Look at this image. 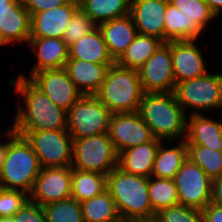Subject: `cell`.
Returning <instances> with one entry per match:
<instances>
[{"instance_id": "cell-1", "label": "cell", "mask_w": 222, "mask_h": 222, "mask_svg": "<svg viewBox=\"0 0 222 222\" xmlns=\"http://www.w3.org/2000/svg\"><path fill=\"white\" fill-rule=\"evenodd\" d=\"M14 93L22 98L17 104L14 131L64 130L67 125V111L58 107L28 78L18 76L11 79ZM23 104V105H22Z\"/></svg>"}, {"instance_id": "cell-2", "label": "cell", "mask_w": 222, "mask_h": 222, "mask_svg": "<svg viewBox=\"0 0 222 222\" xmlns=\"http://www.w3.org/2000/svg\"><path fill=\"white\" fill-rule=\"evenodd\" d=\"M106 189L114 199L122 221L143 222L155 219L149 200L148 177L128 174L116 167L106 176Z\"/></svg>"}, {"instance_id": "cell-3", "label": "cell", "mask_w": 222, "mask_h": 222, "mask_svg": "<svg viewBox=\"0 0 222 222\" xmlns=\"http://www.w3.org/2000/svg\"><path fill=\"white\" fill-rule=\"evenodd\" d=\"M139 113L154 138L165 142L185 139L188 113L178 103L174 92L144 93Z\"/></svg>"}, {"instance_id": "cell-4", "label": "cell", "mask_w": 222, "mask_h": 222, "mask_svg": "<svg viewBox=\"0 0 222 222\" xmlns=\"http://www.w3.org/2000/svg\"><path fill=\"white\" fill-rule=\"evenodd\" d=\"M138 70L112 64L95 96L114 114L139 112L143 97Z\"/></svg>"}, {"instance_id": "cell-5", "label": "cell", "mask_w": 222, "mask_h": 222, "mask_svg": "<svg viewBox=\"0 0 222 222\" xmlns=\"http://www.w3.org/2000/svg\"><path fill=\"white\" fill-rule=\"evenodd\" d=\"M41 165L26 139L17 135L10 143L0 170V187L30 195Z\"/></svg>"}, {"instance_id": "cell-6", "label": "cell", "mask_w": 222, "mask_h": 222, "mask_svg": "<svg viewBox=\"0 0 222 222\" xmlns=\"http://www.w3.org/2000/svg\"><path fill=\"white\" fill-rule=\"evenodd\" d=\"M174 94L184 111L191 115L204 114L207 110H222V74H205L202 77L176 84ZM203 111V112H202Z\"/></svg>"}, {"instance_id": "cell-7", "label": "cell", "mask_w": 222, "mask_h": 222, "mask_svg": "<svg viewBox=\"0 0 222 222\" xmlns=\"http://www.w3.org/2000/svg\"><path fill=\"white\" fill-rule=\"evenodd\" d=\"M112 114L95 95H82L67 111L66 129L72 139L101 135L108 132Z\"/></svg>"}, {"instance_id": "cell-8", "label": "cell", "mask_w": 222, "mask_h": 222, "mask_svg": "<svg viewBox=\"0 0 222 222\" xmlns=\"http://www.w3.org/2000/svg\"><path fill=\"white\" fill-rule=\"evenodd\" d=\"M118 165L116 152L108 132L73 139L72 163L73 169L97 172L106 175Z\"/></svg>"}, {"instance_id": "cell-9", "label": "cell", "mask_w": 222, "mask_h": 222, "mask_svg": "<svg viewBox=\"0 0 222 222\" xmlns=\"http://www.w3.org/2000/svg\"><path fill=\"white\" fill-rule=\"evenodd\" d=\"M15 132L31 145L41 168L71 166L73 139L67 129Z\"/></svg>"}, {"instance_id": "cell-10", "label": "cell", "mask_w": 222, "mask_h": 222, "mask_svg": "<svg viewBox=\"0 0 222 222\" xmlns=\"http://www.w3.org/2000/svg\"><path fill=\"white\" fill-rule=\"evenodd\" d=\"M180 205L203 210L211 202L212 180L188 158L174 177Z\"/></svg>"}, {"instance_id": "cell-11", "label": "cell", "mask_w": 222, "mask_h": 222, "mask_svg": "<svg viewBox=\"0 0 222 222\" xmlns=\"http://www.w3.org/2000/svg\"><path fill=\"white\" fill-rule=\"evenodd\" d=\"M144 93H172L175 80L171 58V41L163 42L138 69Z\"/></svg>"}, {"instance_id": "cell-12", "label": "cell", "mask_w": 222, "mask_h": 222, "mask_svg": "<svg viewBox=\"0 0 222 222\" xmlns=\"http://www.w3.org/2000/svg\"><path fill=\"white\" fill-rule=\"evenodd\" d=\"M108 134L118 154L154 139L139 112L112 114Z\"/></svg>"}, {"instance_id": "cell-13", "label": "cell", "mask_w": 222, "mask_h": 222, "mask_svg": "<svg viewBox=\"0 0 222 222\" xmlns=\"http://www.w3.org/2000/svg\"><path fill=\"white\" fill-rule=\"evenodd\" d=\"M72 167L42 168L35 179L29 200L44 206L71 198Z\"/></svg>"}, {"instance_id": "cell-14", "label": "cell", "mask_w": 222, "mask_h": 222, "mask_svg": "<svg viewBox=\"0 0 222 222\" xmlns=\"http://www.w3.org/2000/svg\"><path fill=\"white\" fill-rule=\"evenodd\" d=\"M29 80L66 111L82 97L65 68L42 70L34 73Z\"/></svg>"}, {"instance_id": "cell-15", "label": "cell", "mask_w": 222, "mask_h": 222, "mask_svg": "<svg viewBox=\"0 0 222 222\" xmlns=\"http://www.w3.org/2000/svg\"><path fill=\"white\" fill-rule=\"evenodd\" d=\"M197 40L171 41V58L175 83L207 74L206 64Z\"/></svg>"}, {"instance_id": "cell-16", "label": "cell", "mask_w": 222, "mask_h": 222, "mask_svg": "<svg viewBox=\"0 0 222 222\" xmlns=\"http://www.w3.org/2000/svg\"><path fill=\"white\" fill-rule=\"evenodd\" d=\"M169 0H131L130 16L137 32L164 42V22Z\"/></svg>"}, {"instance_id": "cell-17", "label": "cell", "mask_w": 222, "mask_h": 222, "mask_svg": "<svg viewBox=\"0 0 222 222\" xmlns=\"http://www.w3.org/2000/svg\"><path fill=\"white\" fill-rule=\"evenodd\" d=\"M78 8L77 2L69 0L65 5L33 14L30 37L62 39L64 30Z\"/></svg>"}, {"instance_id": "cell-18", "label": "cell", "mask_w": 222, "mask_h": 222, "mask_svg": "<svg viewBox=\"0 0 222 222\" xmlns=\"http://www.w3.org/2000/svg\"><path fill=\"white\" fill-rule=\"evenodd\" d=\"M28 46L33 49L36 62L28 76L20 73L18 76L30 78L34 73L46 69L64 68L69 59L68 46L61 38L30 37Z\"/></svg>"}, {"instance_id": "cell-19", "label": "cell", "mask_w": 222, "mask_h": 222, "mask_svg": "<svg viewBox=\"0 0 222 222\" xmlns=\"http://www.w3.org/2000/svg\"><path fill=\"white\" fill-rule=\"evenodd\" d=\"M188 115L185 144L222 151V121L212 120L204 114Z\"/></svg>"}, {"instance_id": "cell-20", "label": "cell", "mask_w": 222, "mask_h": 222, "mask_svg": "<svg viewBox=\"0 0 222 222\" xmlns=\"http://www.w3.org/2000/svg\"><path fill=\"white\" fill-rule=\"evenodd\" d=\"M111 65L68 59L64 68L82 95H95L105 80L107 70Z\"/></svg>"}, {"instance_id": "cell-21", "label": "cell", "mask_w": 222, "mask_h": 222, "mask_svg": "<svg viewBox=\"0 0 222 222\" xmlns=\"http://www.w3.org/2000/svg\"><path fill=\"white\" fill-rule=\"evenodd\" d=\"M31 16L21 0H15L6 12L0 27V47L28 41L31 36Z\"/></svg>"}, {"instance_id": "cell-22", "label": "cell", "mask_w": 222, "mask_h": 222, "mask_svg": "<svg viewBox=\"0 0 222 222\" xmlns=\"http://www.w3.org/2000/svg\"><path fill=\"white\" fill-rule=\"evenodd\" d=\"M98 28L102 33L108 52L115 62L138 34L130 15L101 23Z\"/></svg>"}, {"instance_id": "cell-23", "label": "cell", "mask_w": 222, "mask_h": 222, "mask_svg": "<svg viewBox=\"0 0 222 222\" xmlns=\"http://www.w3.org/2000/svg\"><path fill=\"white\" fill-rule=\"evenodd\" d=\"M162 140L154 138L136 147H130L118 154V165L123 172L150 177L157 150Z\"/></svg>"}, {"instance_id": "cell-24", "label": "cell", "mask_w": 222, "mask_h": 222, "mask_svg": "<svg viewBox=\"0 0 222 222\" xmlns=\"http://www.w3.org/2000/svg\"><path fill=\"white\" fill-rule=\"evenodd\" d=\"M69 59L95 64H114L98 26L68 47Z\"/></svg>"}, {"instance_id": "cell-25", "label": "cell", "mask_w": 222, "mask_h": 222, "mask_svg": "<svg viewBox=\"0 0 222 222\" xmlns=\"http://www.w3.org/2000/svg\"><path fill=\"white\" fill-rule=\"evenodd\" d=\"M164 17V42L199 40L198 38L204 32L196 21H190L180 9L169 1Z\"/></svg>"}, {"instance_id": "cell-26", "label": "cell", "mask_w": 222, "mask_h": 222, "mask_svg": "<svg viewBox=\"0 0 222 222\" xmlns=\"http://www.w3.org/2000/svg\"><path fill=\"white\" fill-rule=\"evenodd\" d=\"M187 159V147L185 140L178 141L177 146L165 147L163 143L157 150L152 177L174 179L183 162Z\"/></svg>"}, {"instance_id": "cell-27", "label": "cell", "mask_w": 222, "mask_h": 222, "mask_svg": "<svg viewBox=\"0 0 222 222\" xmlns=\"http://www.w3.org/2000/svg\"><path fill=\"white\" fill-rule=\"evenodd\" d=\"M131 0H82L79 7L98 26L130 14Z\"/></svg>"}, {"instance_id": "cell-28", "label": "cell", "mask_w": 222, "mask_h": 222, "mask_svg": "<svg viewBox=\"0 0 222 222\" xmlns=\"http://www.w3.org/2000/svg\"><path fill=\"white\" fill-rule=\"evenodd\" d=\"M162 43L157 37L138 33L116 63L121 67L138 70Z\"/></svg>"}, {"instance_id": "cell-29", "label": "cell", "mask_w": 222, "mask_h": 222, "mask_svg": "<svg viewBox=\"0 0 222 222\" xmlns=\"http://www.w3.org/2000/svg\"><path fill=\"white\" fill-rule=\"evenodd\" d=\"M106 190V175L72 168L71 198L81 203Z\"/></svg>"}, {"instance_id": "cell-30", "label": "cell", "mask_w": 222, "mask_h": 222, "mask_svg": "<svg viewBox=\"0 0 222 222\" xmlns=\"http://www.w3.org/2000/svg\"><path fill=\"white\" fill-rule=\"evenodd\" d=\"M84 222H120L115 201L106 189L100 195L81 202Z\"/></svg>"}, {"instance_id": "cell-31", "label": "cell", "mask_w": 222, "mask_h": 222, "mask_svg": "<svg viewBox=\"0 0 222 222\" xmlns=\"http://www.w3.org/2000/svg\"><path fill=\"white\" fill-rule=\"evenodd\" d=\"M148 193L155 215L162 209L180 204L173 179L150 176L148 178Z\"/></svg>"}, {"instance_id": "cell-32", "label": "cell", "mask_w": 222, "mask_h": 222, "mask_svg": "<svg viewBox=\"0 0 222 222\" xmlns=\"http://www.w3.org/2000/svg\"><path fill=\"white\" fill-rule=\"evenodd\" d=\"M187 158L198 165L213 180L222 174V151L203 145H186Z\"/></svg>"}, {"instance_id": "cell-33", "label": "cell", "mask_w": 222, "mask_h": 222, "mask_svg": "<svg viewBox=\"0 0 222 222\" xmlns=\"http://www.w3.org/2000/svg\"><path fill=\"white\" fill-rule=\"evenodd\" d=\"M47 222H84L82 207L73 198L43 206Z\"/></svg>"}, {"instance_id": "cell-34", "label": "cell", "mask_w": 222, "mask_h": 222, "mask_svg": "<svg viewBox=\"0 0 222 222\" xmlns=\"http://www.w3.org/2000/svg\"><path fill=\"white\" fill-rule=\"evenodd\" d=\"M176 8L180 9L191 21H196L204 30L217 18L204 0H169Z\"/></svg>"}, {"instance_id": "cell-35", "label": "cell", "mask_w": 222, "mask_h": 222, "mask_svg": "<svg viewBox=\"0 0 222 222\" xmlns=\"http://www.w3.org/2000/svg\"><path fill=\"white\" fill-rule=\"evenodd\" d=\"M96 27L92 20L79 7L71 17L67 28L64 30L62 39L69 47L78 39H81L84 35L93 31Z\"/></svg>"}, {"instance_id": "cell-36", "label": "cell", "mask_w": 222, "mask_h": 222, "mask_svg": "<svg viewBox=\"0 0 222 222\" xmlns=\"http://www.w3.org/2000/svg\"><path fill=\"white\" fill-rule=\"evenodd\" d=\"M156 222H204L202 210L176 205L156 213Z\"/></svg>"}, {"instance_id": "cell-37", "label": "cell", "mask_w": 222, "mask_h": 222, "mask_svg": "<svg viewBox=\"0 0 222 222\" xmlns=\"http://www.w3.org/2000/svg\"><path fill=\"white\" fill-rule=\"evenodd\" d=\"M29 200V195L0 187V218L14 216Z\"/></svg>"}, {"instance_id": "cell-38", "label": "cell", "mask_w": 222, "mask_h": 222, "mask_svg": "<svg viewBox=\"0 0 222 222\" xmlns=\"http://www.w3.org/2000/svg\"><path fill=\"white\" fill-rule=\"evenodd\" d=\"M13 217L15 222H47L43 206L30 200Z\"/></svg>"}, {"instance_id": "cell-39", "label": "cell", "mask_w": 222, "mask_h": 222, "mask_svg": "<svg viewBox=\"0 0 222 222\" xmlns=\"http://www.w3.org/2000/svg\"><path fill=\"white\" fill-rule=\"evenodd\" d=\"M23 6L28 10L30 16L54 7L65 5L69 0H21Z\"/></svg>"}, {"instance_id": "cell-40", "label": "cell", "mask_w": 222, "mask_h": 222, "mask_svg": "<svg viewBox=\"0 0 222 222\" xmlns=\"http://www.w3.org/2000/svg\"><path fill=\"white\" fill-rule=\"evenodd\" d=\"M202 212L204 222H222V207L210 202Z\"/></svg>"}, {"instance_id": "cell-41", "label": "cell", "mask_w": 222, "mask_h": 222, "mask_svg": "<svg viewBox=\"0 0 222 222\" xmlns=\"http://www.w3.org/2000/svg\"><path fill=\"white\" fill-rule=\"evenodd\" d=\"M3 134L4 135H0L2 138L6 137V142L0 141V170L2 169V165L7 155L9 143L18 135L11 127H9V129H7V131H5Z\"/></svg>"}, {"instance_id": "cell-42", "label": "cell", "mask_w": 222, "mask_h": 222, "mask_svg": "<svg viewBox=\"0 0 222 222\" xmlns=\"http://www.w3.org/2000/svg\"><path fill=\"white\" fill-rule=\"evenodd\" d=\"M211 203L222 207V174L212 180Z\"/></svg>"}, {"instance_id": "cell-43", "label": "cell", "mask_w": 222, "mask_h": 222, "mask_svg": "<svg viewBox=\"0 0 222 222\" xmlns=\"http://www.w3.org/2000/svg\"><path fill=\"white\" fill-rule=\"evenodd\" d=\"M212 13L217 17L222 13V0H204Z\"/></svg>"}, {"instance_id": "cell-44", "label": "cell", "mask_w": 222, "mask_h": 222, "mask_svg": "<svg viewBox=\"0 0 222 222\" xmlns=\"http://www.w3.org/2000/svg\"><path fill=\"white\" fill-rule=\"evenodd\" d=\"M15 0H0V27L3 22V18L5 17L6 12L9 10V6Z\"/></svg>"}, {"instance_id": "cell-45", "label": "cell", "mask_w": 222, "mask_h": 222, "mask_svg": "<svg viewBox=\"0 0 222 222\" xmlns=\"http://www.w3.org/2000/svg\"><path fill=\"white\" fill-rule=\"evenodd\" d=\"M0 222H15L14 217H1Z\"/></svg>"}, {"instance_id": "cell-46", "label": "cell", "mask_w": 222, "mask_h": 222, "mask_svg": "<svg viewBox=\"0 0 222 222\" xmlns=\"http://www.w3.org/2000/svg\"><path fill=\"white\" fill-rule=\"evenodd\" d=\"M75 2H77L78 4L82 1V0H73Z\"/></svg>"}, {"instance_id": "cell-47", "label": "cell", "mask_w": 222, "mask_h": 222, "mask_svg": "<svg viewBox=\"0 0 222 222\" xmlns=\"http://www.w3.org/2000/svg\"><path fill=\"white\" fill-rule=\"evenodd\" d=\"M143 222H156L155 220H151V221H143Z\"/></svg>"}]
</instances>
